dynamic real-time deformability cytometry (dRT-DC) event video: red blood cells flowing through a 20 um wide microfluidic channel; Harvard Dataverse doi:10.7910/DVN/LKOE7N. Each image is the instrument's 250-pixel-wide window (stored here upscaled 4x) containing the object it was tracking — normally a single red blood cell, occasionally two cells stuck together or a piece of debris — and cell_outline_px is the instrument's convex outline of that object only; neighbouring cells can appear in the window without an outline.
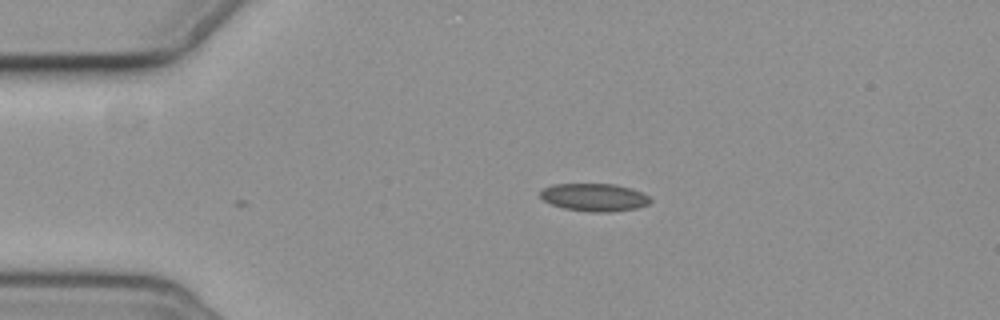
{"species": "common noctule bat (a hibernating species)", "species_latin": "Nyctalus noctula", "temperature_condition": "cold", "stored_images_in_passage": 3, "camera_frame_rate_fps": 3000, "um_per_image_px": 0.085, "animal": {"sex": "female", "body_mass_g": 19.3, "forearm_length_mm": 54.1}, "frame": {"image": 1, "passage_image": 1, "time_ms": 0.0, "image_size_px": [1000, 320], "cell_outline_px": [[652, 200], [648, 204], [636, 208], [608, 212], [592, 212], [564, 208], [552, 204], [544, 200], [540, 196], [540, 192], [544, 188], [552, 184], [616, 184], [632, 188], [648, 196]], "centroid_in_image_um": [50.52, 16.76], "position_along_channel_um": 34.5, "area_um2": 17.69}}
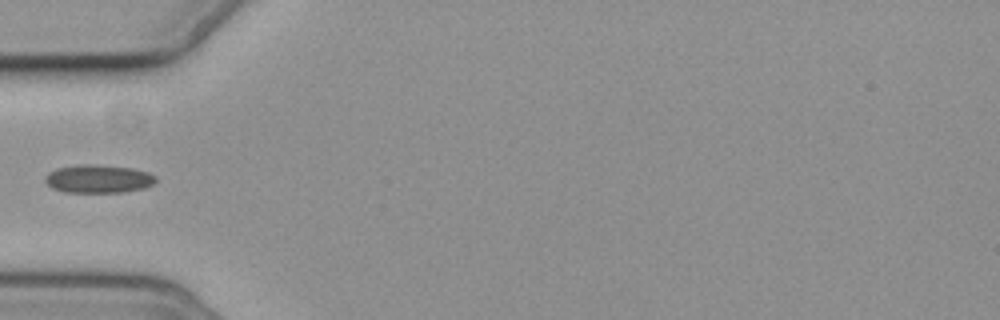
{"frame": {"image": 2, "passage_image": 3, "time_ms": 2.333, "image_size_px": [1000, 320], "cell_outline_px": [[156, 180], [152, 184], [144, 188], [124, 192], [68, 192], [52, 188], [44, 180], [44, 176], [48, 172], [56, 168], [80, 164], [100, 164], [132, 168], [148, 172], [156, 176]], "centroid_in_image_um": [8.35, 15.19], "position_along_channel_um": 76.7, "area_um2": 18.32}}